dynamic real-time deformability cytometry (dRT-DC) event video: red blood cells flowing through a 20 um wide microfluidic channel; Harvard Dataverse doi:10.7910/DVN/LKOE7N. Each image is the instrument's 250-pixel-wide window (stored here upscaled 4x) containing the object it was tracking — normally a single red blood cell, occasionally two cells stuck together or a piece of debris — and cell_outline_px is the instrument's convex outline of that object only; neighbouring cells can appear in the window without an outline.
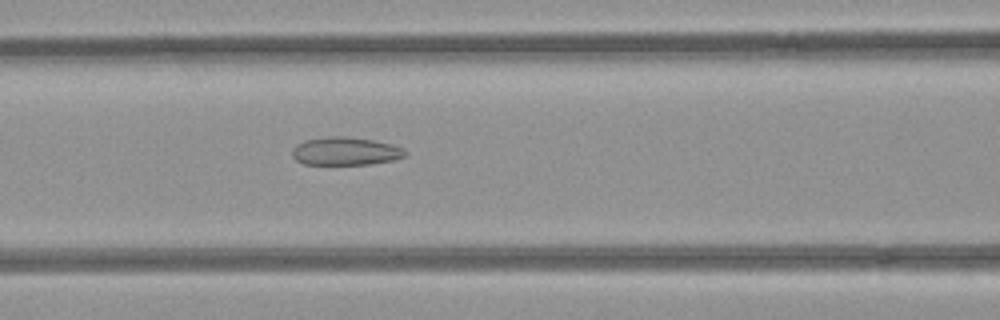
{"species": "common noctule bat (a hibernating species)", "species_latin": "Nyctalus noctula", "temperature_condition": "room temperature", "stored_images_in_passage": 44, "camera_frame_rate_fps": 3000, "um_per_image_px": 0.085, "animal": {"sex": "female", "body_mass_g": 21.9}, "frame": {"image": 1, "passage_image": 14, "time_ms": 4.333, "image_size_px": [1000, 320], "cell_outline_px": [[408, 152], [404, 156], [392, 160], [368, 164], [304, 164], [296, 160], [292, 156], [292, 148], [296, 144], [304, 140], [328, 136], [340, 136], [372, 140], [392, 144]], "centroid_in_image_um": [29.31, 12.85], "position_along_channel_um": 137.3, "area_um2": 18.32}}
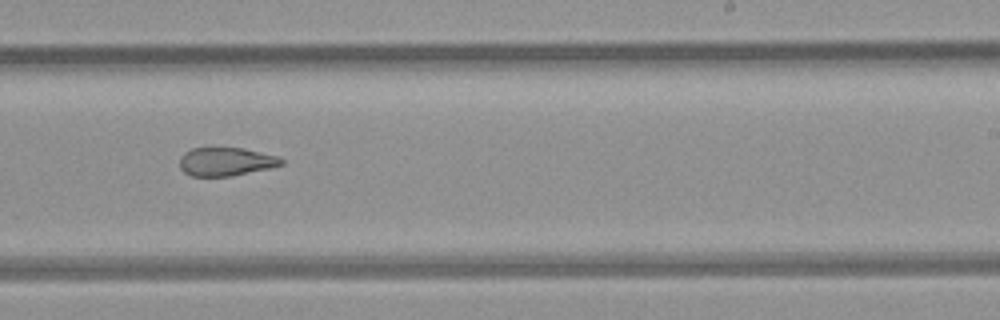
{"frame": {"image": 2, "passage_image": 24, "time_ms": 7.667, "image_size_px": [1000, 320], "cell_outline_px": [[284, 164], [268, 168], [232, 176], [192, 176], [184, 172], [180, 168], [180, 156], [184, 152], [192, 148], [244, 148], [276, 156], [284, 160]], "centroid_in_image_um": [19.18, 13.74], "position_along_channel_um": 269.8, "area_um2": 16.76}}
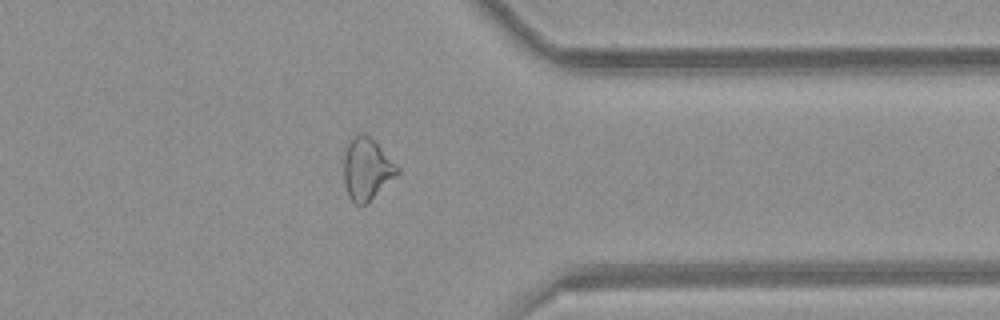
{"frame": {"image": 3, "passage_image": 33, "time_ms": 10.667, "image_size_px": [1000, 320], "cell_outline_px": [[400, 172], [368, 204], [356, 204], [348, 196], [344, 184], [344, 148], [352, 136], [356, 132], [364, 132], [400, 168]], "centroid_in_image_um": [31.15, 14.36], "position_along_channel_um": 380.3, "area_um2": 19.48}, "authors_computed_cell_mechanics": {"area_um2": 19.8254, "velocity_mm_per_s": 3.9863, "shape_relaxation_time_tau1_ms": null, "shape_relaxation_time_tau2_ms": 2.6412, "deformation_change_tau1": null, "deformation_change_tau2": 0.1059}}